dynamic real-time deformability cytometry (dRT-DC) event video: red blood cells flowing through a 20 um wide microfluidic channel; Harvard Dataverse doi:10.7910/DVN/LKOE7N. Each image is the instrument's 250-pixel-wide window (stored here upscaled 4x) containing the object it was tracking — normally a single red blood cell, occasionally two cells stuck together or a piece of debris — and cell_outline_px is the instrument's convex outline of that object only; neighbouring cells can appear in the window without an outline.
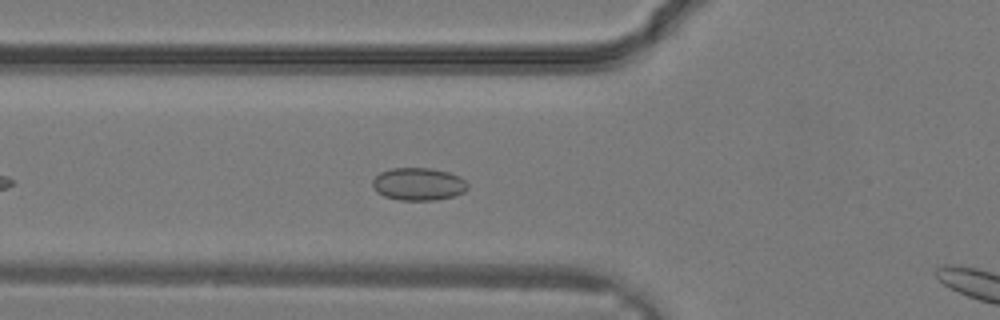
{"species": "common noctule bat (a hibernating species)", "species_latin": "Nyctalus noctula", "temperature_condition": "warm", "stored_images_in_passage": 6, "camera_frame_rate_fps": 3000, "um_per_image_px": 0.085, "animal": {"sex": "male", "body_mass_g": 19.2, "forearm_length_mm": 51.8}, "frame": {"image": 1, "passage_image": 5, "time_ms": 1.333, "image_size_px": [1000, 320], "cell_outline_px": [[468, 188], [464, 192], [456, 196], [436, 200], [400, 200], [384, 196], [376, 192], [372, 184], [372, 180], [380, 172], [392, 168], [432, 168], [448, 172], [460, 176], [468, 184]], "centroid_in_image_um": [35.58, 15.65], "position_along_channel_um": 90.2, "area_um2": 18.26}}